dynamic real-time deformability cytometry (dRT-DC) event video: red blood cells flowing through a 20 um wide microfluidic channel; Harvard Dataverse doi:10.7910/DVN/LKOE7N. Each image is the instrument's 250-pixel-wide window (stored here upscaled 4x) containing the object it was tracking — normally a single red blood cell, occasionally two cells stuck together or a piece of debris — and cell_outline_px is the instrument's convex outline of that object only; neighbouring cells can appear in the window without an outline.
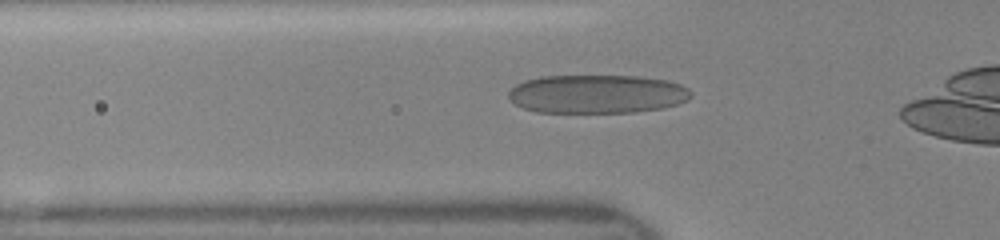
{"species": "human", "species_latin": "Homo sapiens", "temperature_condition": "room temperature", "stored_images_in_passage": 33, "camera_frame_rate_fps": 3000, "um_per_image_px": 0.085, "donor": {"sex": "female"}, "frame": {"image": 1, "passage_image": 8, "time_ms": 2.333, "image_size_px": [1000, 240], "cell_outline_px": [[692, 96], [688, 100], [664, 108], [632, 112], [536, 112], [524, 108], [516, 104], [508, 96], [508, 92], [516, 84], [524, 80], [540, 76], [640, 76], [668, 80], [680, 84], [688, 88], [692, 92]], "centroid_in_image_um": [50.77, 7.98], "position_along_channel_um": 75.0, "area_um2": 41.21}}
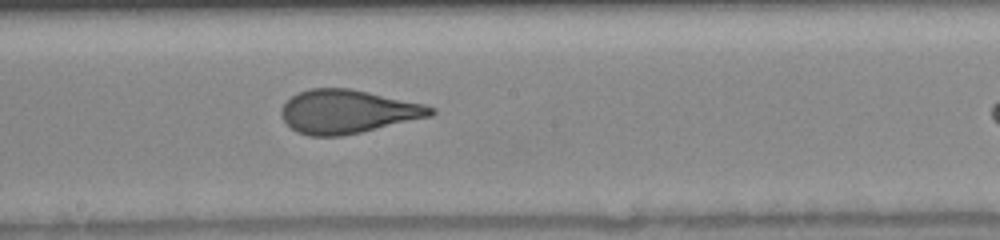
{"frame": {"image": 2, "passage_image": 18, "time_ms": 5.667, "image_size_px": [1000, 240], "cell_outline_px": [[436, 112], [432, 116], [360, 132], [340, 136], [308, 136], [296, 132], [284, 120], [280, 112], [284, 104], [296, 92], [312, 88], [348, 88], [368, 92], [424, 104], [436, 108]], "centroid_in_image_um": [29.54, 9.48], "position_along_channel_um": 218.7, "area_um2": 37.74}}
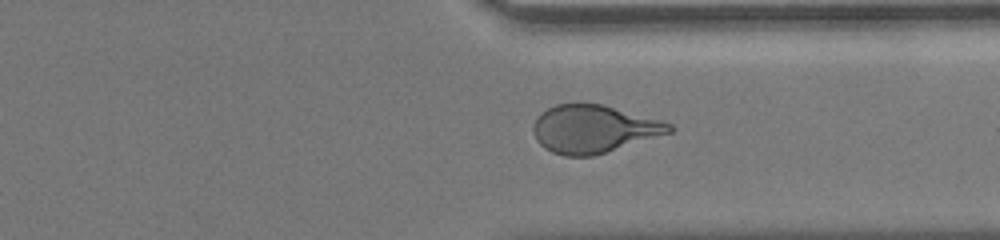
{"frame": {"image": 3, "passage_image": 28, "time_ms": 9.0, "image_size_px": [1000, 240], "cell_outline_px": [[676, 128], [672, 132], [592, 156], [564, 156], [552, 152], [544, 148], [536, 140], [532, 128], [536, 116], [548, 108], [556, 104], [604, 104], [660, 120], [672, 124]], "centroid_in_image_um": [50.44, 10.96], "position_along_channel_um": 361.0, "area_um2": 37.8}}